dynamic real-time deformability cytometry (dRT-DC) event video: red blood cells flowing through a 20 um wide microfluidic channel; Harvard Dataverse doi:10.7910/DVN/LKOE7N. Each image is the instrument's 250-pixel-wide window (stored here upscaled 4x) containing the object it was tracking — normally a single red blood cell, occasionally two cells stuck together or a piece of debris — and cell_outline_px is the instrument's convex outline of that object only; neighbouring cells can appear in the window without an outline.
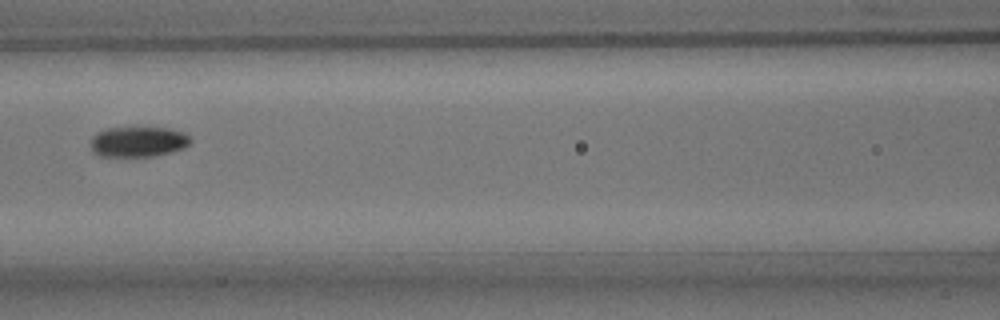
{"species": "common noctule bat (a hibernating species)", "species_latin": "Nyctalus noctula", "temperature_condition": "room temperature", "stored_images_in_passage": 4, "camera_frame_rate_fps": 3000, "um_per_image_px": 0.085, "animal": {"sex": "male", "body_mass_g": 15.6}, "frame": {"image": 1, "passage_image": 4, "time_ms": 3.333, "image_size_px": [1000, 320], "cell_outline_px": [[192, 140], [184, 148], [152, 156], [100, 156], [92, 152], [92, 136], [108, 128], [168, 128], [184, 132]], "centroid_in_image_um": [11.75, 12.05], "position_along_channel_um": 154.8, "area_um2": 17.34}}